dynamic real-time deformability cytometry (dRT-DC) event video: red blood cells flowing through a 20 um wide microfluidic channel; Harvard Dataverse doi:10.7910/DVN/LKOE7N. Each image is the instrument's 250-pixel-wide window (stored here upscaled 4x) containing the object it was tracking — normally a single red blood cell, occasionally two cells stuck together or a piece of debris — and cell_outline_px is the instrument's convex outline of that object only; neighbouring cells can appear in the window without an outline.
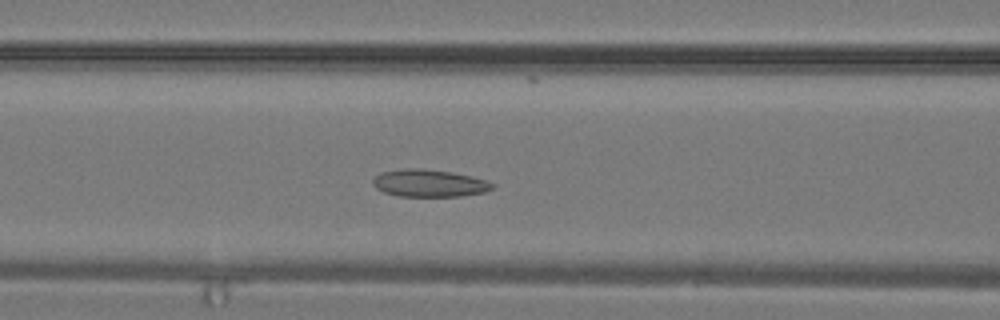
{"species": "common noctule bat (a hibernating species)", "species_latin": "Nyctalus noctula", "temperature_condition": "warm", "stored_images_in_passage": 29, "camera_frame_rate_fps": 3000, "um_per_image_px": 0.085, "animal": {"sex": "male", "body_mass_g": 19.2, "forearm_length_mm": 51.8}, "frame": {"image": 1, "passage_image": 10, "time_ms": 3.0, "image_size_px": [1000, 320], "cell_outline_px": [[496, 184], [492, 188], [484, 192], [460, 196], [400, 196], [384, 192], [376, 188], [372, 184], [372, 180], [380, 172], [404, 168], [420, 168], [452, 172], [472, 176]], "centroid_in_image_um": [36.46, 15.56], "position_along_channel_um": 130.1, "area_um2": 19.02}}
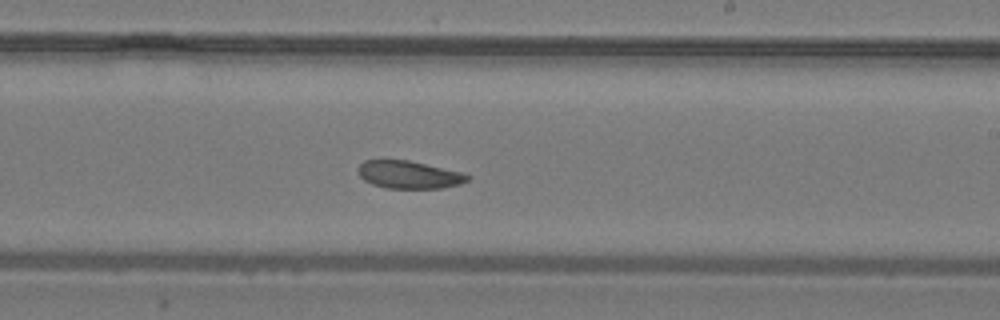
{"frame": {"image": 2, "passage_image": 16, "time_ms": 5.0, "image_size_px": [1000, 320], "cell_outline_px": [[472, 176], [468, 180], [460, 184], [440, 188], [384, 188], [372, 184], [364, 180], [360, 176], [360, 164], [364, 160], [408, 160], [460, 172]], "centroid_in_image_um": [34.76, 14.85], "position_along_channel_um": 254.2, "area_um2": 17.4}}
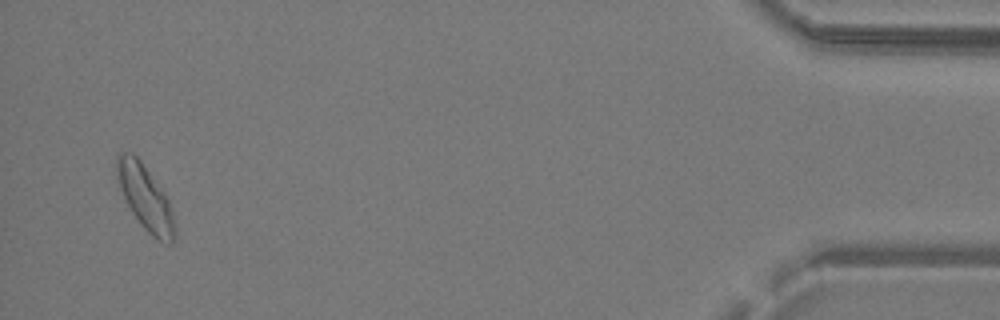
{"frame": {"image": 3, "passage_image": 28, "time_ms": 9.0, "image_size_px": [1000, 320], "cell_outline_px": [[176, 236], [172, 244], [160, 240], [152, 236], [144, 228], [132, 212], [124, 196], [116, 172], [116, 156], [124, 152], [132, 152], [140, 160], [168, 200], [172, 212], [176, 228]], "centroid_in_image_um": [12.36, 16.82], "position_along_channel_um": 422.8, "area_um2": 21.15}}